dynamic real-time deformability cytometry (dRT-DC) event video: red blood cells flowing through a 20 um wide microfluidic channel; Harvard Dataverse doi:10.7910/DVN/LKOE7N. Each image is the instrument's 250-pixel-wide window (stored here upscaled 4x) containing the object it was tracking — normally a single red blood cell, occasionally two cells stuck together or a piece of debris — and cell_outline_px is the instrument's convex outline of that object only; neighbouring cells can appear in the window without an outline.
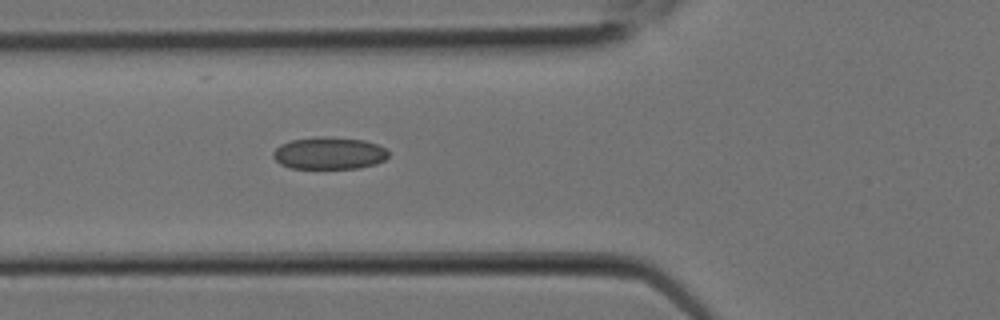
{"species": "Egyptian fruit bat (a non-hibernating species)", "species_latin": "Rousettus aegyptiacus", "temperature_condition": "room temperature", "stored_images_in_passage": 7, "camera_frame_rate_fps": 3000, "um_per_image_px": 0.085, "animal": {"sex": "female"}, "frame": {"image": 1, "passage_image": 7, "time_ms": 2.0, "image_size_px": [1000, 320], "cell_outline_px": [[388, 156], [384, 160], [376, 164], [360, 168], [292, 168], [280, 164], [272, 156], [272, 152], [280, 144], [292, 140], [324, 136], [364, 140], [376, 144], [384, 148], [388, 152]], "centroid_in_image_um": [27.97, 13.02], "position_along_channel_um": 97.8, "area_um2": 21.56}}